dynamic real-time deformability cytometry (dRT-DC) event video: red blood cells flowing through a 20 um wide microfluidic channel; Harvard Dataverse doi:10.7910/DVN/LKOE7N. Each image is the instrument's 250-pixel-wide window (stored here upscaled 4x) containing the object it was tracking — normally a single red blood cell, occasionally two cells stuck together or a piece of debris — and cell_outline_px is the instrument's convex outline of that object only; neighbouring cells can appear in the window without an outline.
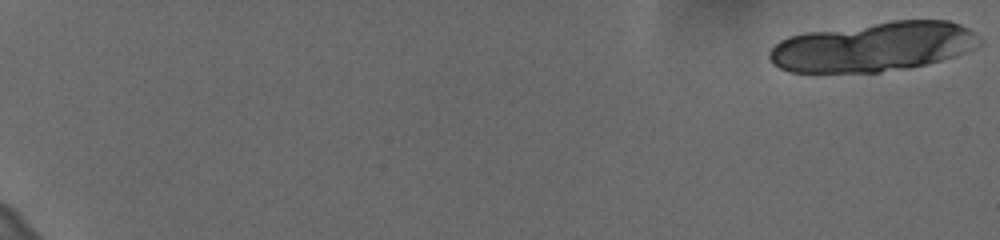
{"species": "human", "species_latin": "Homo sapiens", "temperature_condition": "cold", "stored_images_in_passage": 15, "camera_frame_rate_fps": 3000, "um_per_image_px": 0.085, "donor": {"sex": "female"}, "frame": {"image": 1, "passage_image": 1, "time_ms": 0.0, "image_size_px": [1000, 240], "cell_outline_px": [[984, 40], [976, 48], [956, 56], [908, 68], [880, 72], [820, 76], [788, 72], [772, 64], [768, 56], [768, 52], [780, 40], [788, 36], [804, 32], [892, 20], [948, 20], [960, 24], [968, 28]], "centroid_in_image_um": [74.16, 4.01], "position_along_channel_um": 10.8, "area_um2": 62.42}}